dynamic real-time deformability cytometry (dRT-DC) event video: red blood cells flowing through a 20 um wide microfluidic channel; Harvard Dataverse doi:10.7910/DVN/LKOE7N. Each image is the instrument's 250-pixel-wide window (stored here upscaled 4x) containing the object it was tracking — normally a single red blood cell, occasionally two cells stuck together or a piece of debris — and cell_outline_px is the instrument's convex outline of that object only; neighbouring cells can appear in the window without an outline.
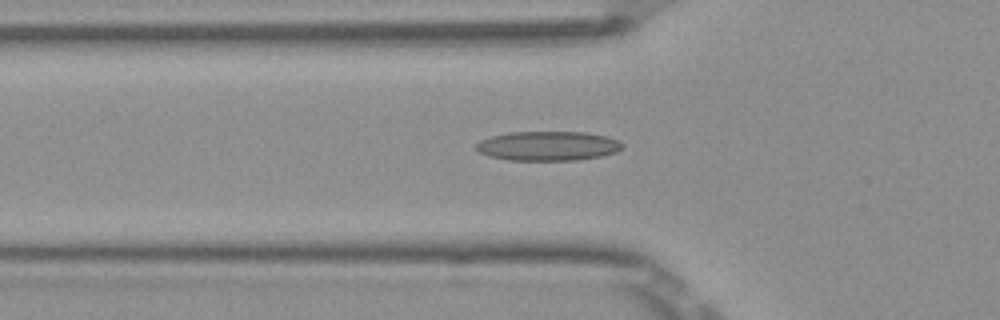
{"species": "Egyptian fruit bat (a non-hibernating species)", "species_latin": "Rousettus aegyptiacus", "temperature_condition": "room temperature", "stored_images_in_passage": 49, "camera_frame_rate_fps": 3000, "um_per_image_px": 0.085, "frame": {"image": 1, "passage_image": 18, "time_ms": 5.667, "image_size_px": [1000, 320], "cell_outline_px": [[624, 148], [616, 152], [600, 156], [576, 160], [508, 160], [488, 156], [480, 152], [476, 148], [476, 144], [480, 140], [492, 136], [508, 132], [588, 132], [608, 136], [620, 140], [624, 144]], "centroid_in_image_um": [46.62, 12.4], "position_along_channel_um": 79.2, "area_um2": 25.26}}
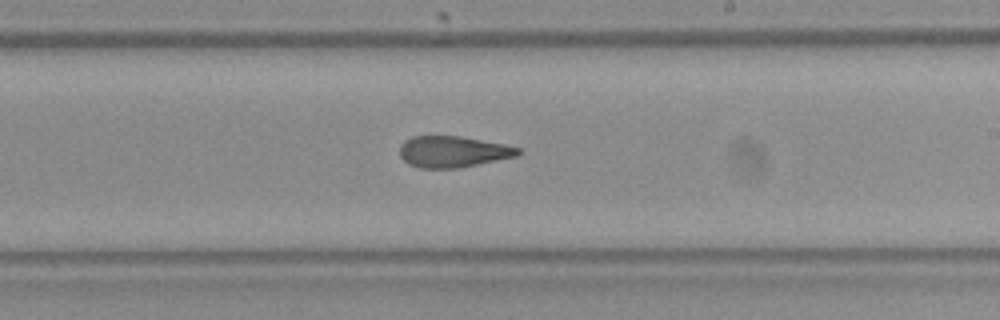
{"frame": {"image": 2, "passage_image": 31, "time_ms": 10.0, "image_size_px": [1000, 320], "cell_outline_px": [[524, 152], [516, 156], [460, 168], [420, 168], [408, 164], [400, 156], [400, 144], [404, 140], [412, 136], [460, 136], [504, 144], [520, 148]], "centroid_in_image_um": [38.49, 12.89], "position_along_channel_um": 250.5, "area_um2": 21.68}}
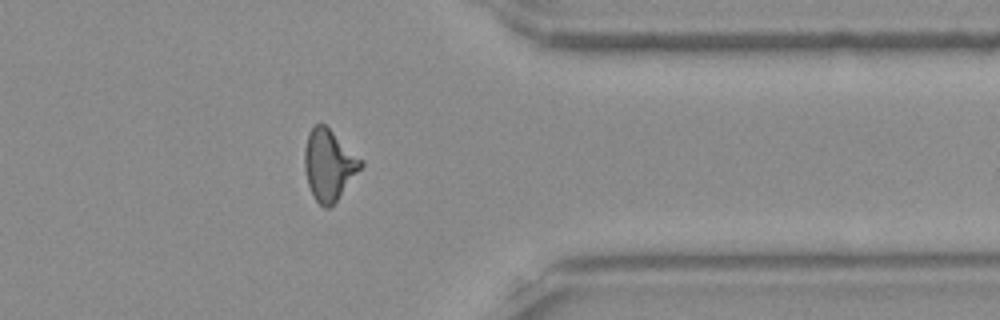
{"frame": {"image": 3, "passage_image": 42, "time_ms": 13.667, "image_size_px": [1000, 320], "cell_outline_px": [[364, 164], [336, 200], [328, 208], [324, 208], [312, 196], [308, 184], [304, 168], [304, 148], [308, 132], [316, 124], [324, 124], [364, 160]], "centroid_in_image_um": [27.94, 14.0], "position_along_channel_um": 383.5, "area_um2": 23.06}, "authors_computed_cell_mechanics": {"area_um2": 22.8888, "velocity_mm_per_s": 3.9248, "shape_relaxation_time_tau1_ms": 10.3565, "shape_relaxation_time_tau2_ms": 2.334, "deformation_change_tau1": 0.2407, "deformation_change_tau2": 0.1169}}